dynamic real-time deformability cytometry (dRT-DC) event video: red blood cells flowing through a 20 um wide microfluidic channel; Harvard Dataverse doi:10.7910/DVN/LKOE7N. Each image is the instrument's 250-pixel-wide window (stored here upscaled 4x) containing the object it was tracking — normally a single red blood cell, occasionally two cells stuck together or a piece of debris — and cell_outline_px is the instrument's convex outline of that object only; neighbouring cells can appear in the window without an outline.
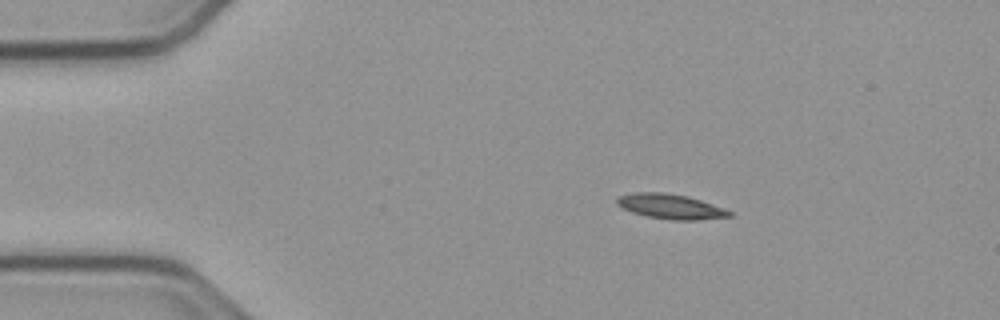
{"species": "common noctule bat (a hibernating species)", "species_latin": "Nyctalus noctula", "temperature_condition": "cold", "stored_images_in_passage": 54, "camera_frame_rate_fps": 3000, "um_per_image_px": 0.085, "animal": {"sex": "male", "body_mass_g": 23.1, "forearm_length_mm": 52.7}, "frame": {"image": 1, "passage_image": 9, "time_ms": 2.667, "image_size_px": [1000, 320], "cell_outline_px": [[732, 216], [696, 220], [672, 220], [648, 216], [632, 212], [620, 208], [616, 204], [616, 200], [620, 196], [636, 192], [660, 192], [688, 196], [724, 208], [732, 212]], "centroid_in_image_um": [56.98, 17.55], "position_along_channel_um": 28.0, "area_um2": 16.18}}
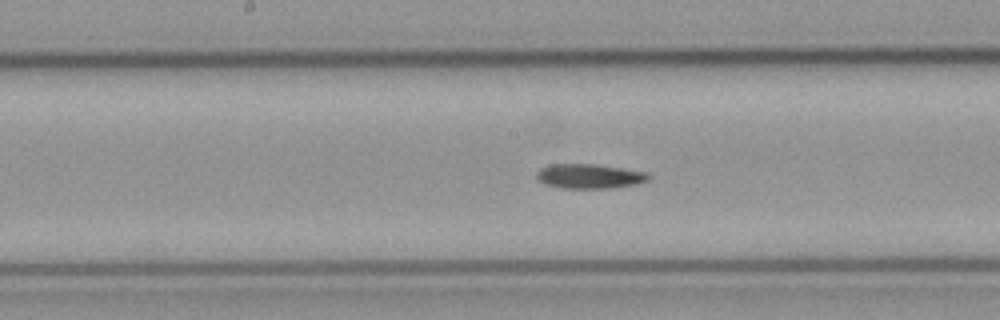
{"frame": {"image": 2, "passage_image": 27, "time_ms": 8.667, "image_size_px": [1000, 320], "cell_outline_px": [[652, 176], [648, 180], [636, 184], [616, 188], [560, 188], [544, 184], [536, 176], [536, 172], [540, 168], [548, 164], [596, 164], [648, 172]], "centroid_in_image_um": [50.11, 14.98], "position_along_channel_um": 198.1, "area_um2": 16.24}}
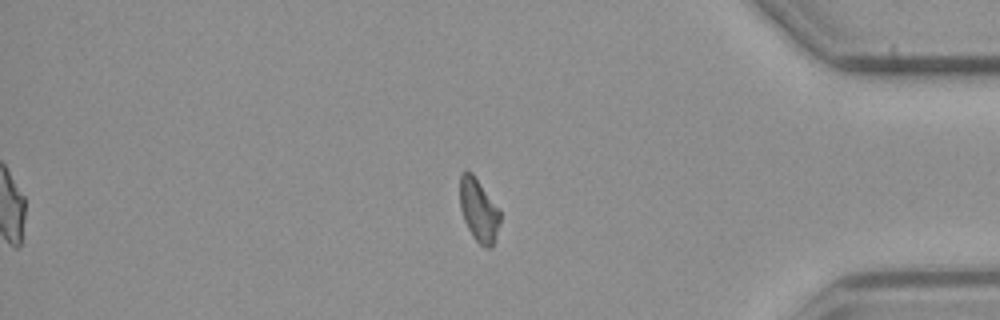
{"frame": {"image": 3, "passage_image": 45, "time_ms": 14.667, "image_size_px": [1000, 320], "cell_outline_px": [[500, 220], [492, 248], [484, 248], [472, 236], [464, 220], [460, 208], [460, 172], [464, 168], [468, 168], [472, 172], [500, 208]], "centroid_in_image_um": [40.68, 17.81], "position_along_channel_um": 394.5, "area_um2": 15.09}, "authors_computed_cell_mechanics": {"area_um2": 15.6349, "velocity_mm_per_s": 3.7982, "shape_relaxation_time_tau1_ms": 8.5786, "shape_relaxation_time_tau2_ms": null, "deformation_change_tau1": 0.1989, "deformation_change_tau2": null}}